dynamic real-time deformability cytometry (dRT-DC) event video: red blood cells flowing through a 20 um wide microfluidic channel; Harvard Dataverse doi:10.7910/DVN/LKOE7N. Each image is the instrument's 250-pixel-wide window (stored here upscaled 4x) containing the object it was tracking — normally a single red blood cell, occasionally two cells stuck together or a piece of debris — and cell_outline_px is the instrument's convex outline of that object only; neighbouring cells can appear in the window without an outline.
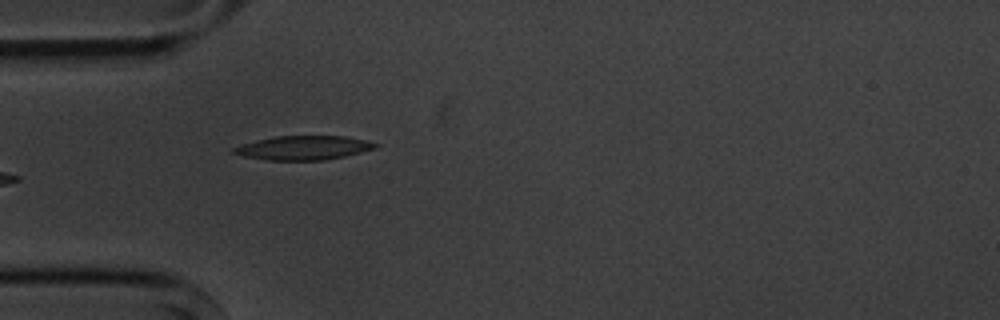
{"species": "common noctule bat (a hibernating species)", "species_latin": "Nyctalus noctula", "temperature_condition": "cold", "stored_images_in_passage": 4, "camera_frame_rate_fps": 3000, "um_per_image_px": 0.085, "animal": {"sex": "male", "body_mass_g": 20.1, "forearm_length_mm": 53.5}, "frame": {"image": 1, "passage_image": 4, "time_ms": 3.667, "image_size_px": [1000, 320], "cell_outline_px": [[380, 144], [376, 148], [344, 156], [324, 160], [268, 160], [240, 156], [228, 152], [232, 148], [240, 144], [256, 140], [276, 136], [344, 136], [368, 140]], "centroid_in_image_um": [25.74, 12.56], "position_along_channel_um": 59.3, "area_um2": 20.06}}